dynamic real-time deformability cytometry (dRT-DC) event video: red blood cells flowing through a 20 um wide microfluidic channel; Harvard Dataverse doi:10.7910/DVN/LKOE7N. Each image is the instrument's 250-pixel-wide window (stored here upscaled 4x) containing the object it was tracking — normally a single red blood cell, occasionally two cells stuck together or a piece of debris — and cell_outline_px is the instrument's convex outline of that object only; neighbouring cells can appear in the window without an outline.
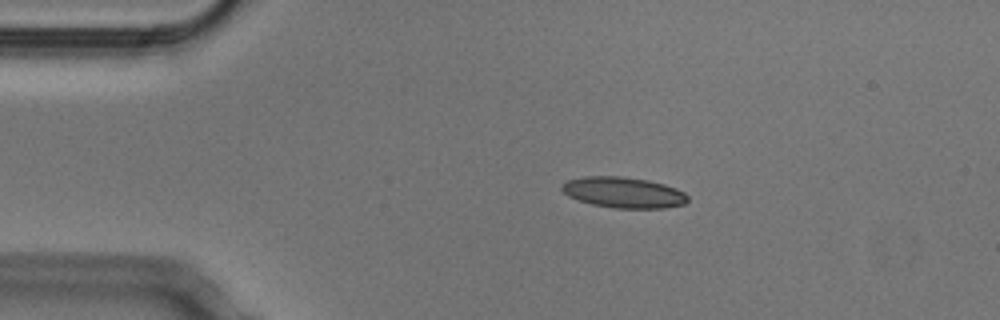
{"species": "Egyptian fruit bat (a non-hibernating species)", "species_latin": "Rousettus aegyptiacus", "temperature_condition": "cold", "stored_images_in_passage": 43, "camera_frame_rate_fps": 3000, "um_per_image_px": 0.085, "animal": {"sex": "male"}, "frame": {"image": 1, "passage_image": 8, "time_ms": 2.333, "image_size_px": [1000, 320], "cell_outline_px": [[688, 200], [684, 204], [664, 208], [612, 208], [592, 204], [568, 196], [560, 188], [568, 180], [584, 176], [620, 176], [648, 180], [664, 184], [676, 188], [684, 192], [688, 196]], "centroid_in_image_um": [53.02, 16.36], "position_along_channel_um": 32.0, "area_um2": 22.54}}
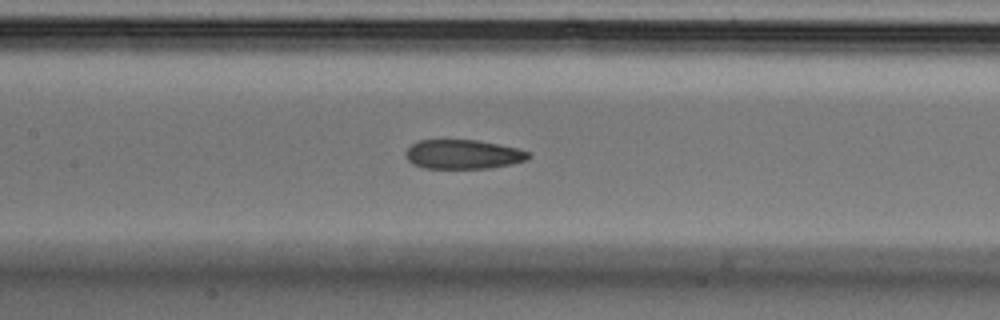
{"frame": {"image": 2, "passage_image": 22, "time_ms": 7.0, "image_size_px": [1000, 320], "cell_outline_px": [[532, 156], [528, 160], [512, 164], [492, 168], [424, 168], [412, 164], [408, 160], [404, 152], [412, 144], [420, 140], [476, 140], [520, 148], [528, 152]], "centroid_in_image_um": [39.39, 13.12], "position_along_channel_um": 168.0, "area_um2": 21.1}}
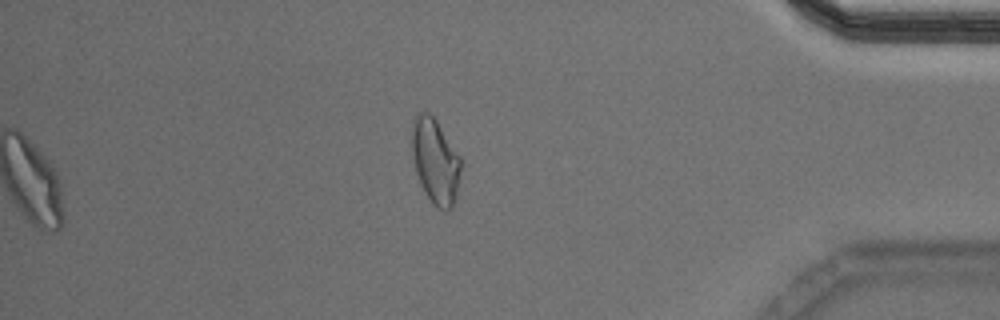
{"frame": {"image": 3, "passage_image": 43, "time_ms": 14.0, "image_size_px": [1000, 320], "cell_outline_px": [[460, 172], [456, 196], [452, 208], [448, 212], [444, 212], [436, 208], [432, 204], [416, 172], [412, 156], [412, 128], [416, 112], [428, 112], [436, 120], [460, 156]], "centroid_in_image_um": [37.0, 13.72], "position_along_channel_um": 398.2, "area_um2": 24.1}, "authors_computed_cell_mechanics": {"area_um2": 22.1374, "velocity_mm_per_s": 3.7986, "shape_relaxation_time_tau1_ms": 5.7104, "shape_relaxation_time_tau2_ms": 2.535, "deformation_change_tau1": 0.1435, "deformation_change_tau2": 0.095}}